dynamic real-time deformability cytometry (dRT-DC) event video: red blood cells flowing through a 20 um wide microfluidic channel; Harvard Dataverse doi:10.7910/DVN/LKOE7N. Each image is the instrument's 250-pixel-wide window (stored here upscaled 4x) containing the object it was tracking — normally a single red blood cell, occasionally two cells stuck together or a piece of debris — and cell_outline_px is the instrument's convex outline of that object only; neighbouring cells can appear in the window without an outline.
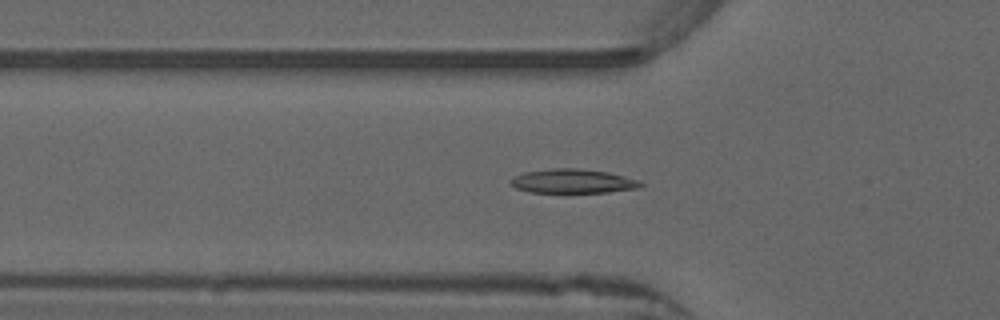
{"species": "common noctule bat (a hibernating species)", "species_latin": "Nyctalus noctula", "temperature_condition": "warm", "stored_images_in_passage": 53, "camera_frame_rate_fps": 3000, "um_per_image_px": 0.085, "animal": {"sex": "male", "forearm_length_mm": 52.5}, "frame": {"image": 1, "passage_image": 18, "time_ms": 5.667, "image_size_px": [1000, 320], "cell_outline_px": [[644, 184], [640, 188], [608, 192], [528, 192], [516, 188], [508, 180], [512, 176], [524, 172], [552, 168], [580, 168], [608, 172], [640, 180]], "centroid_in_image_um": [48.69, 15.39], "position_along_channel_um": 77.1, "area_um2": 18.44}}
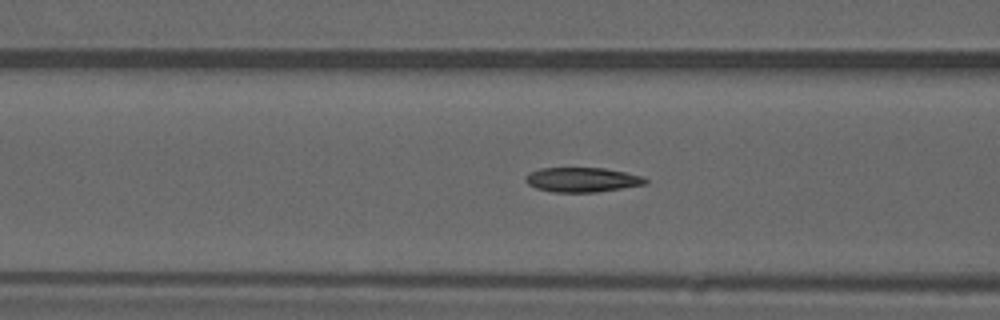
{"frame": {"image": 2, "passage_image": 21, "time_ms": 6.667, "image_size_px": [1000, 320], "cell_outline_px": [[648, 184], [596, 192], [552, 192], [536, 188], [528, 184], [524, 180], [524, 176], [528, 172], [540, 168], [604, 168], [644, 176], [648, 180]], "centroid_in_image_um": [49.47, 15.27], "position_along_channel_um": 117.1, "area_um2": 17.34}}
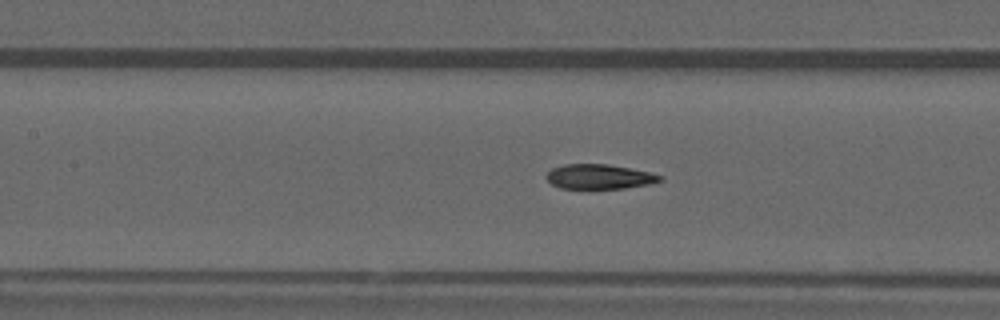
{"frame": {"image": 3, "passage_image": 24, "time_ms": 7.667, "image_size_px": [1000, 320], "cell_outline_px": [[664, 180], [652, 184], [624, 188], [592, 192], [560, 188], [552, 184], [544, 176], [552, 168], [564, 164], [608, 164], [648, 172], [664, 176]], "centroid_in_image_um": [50.92, 15.07], "position_along_channel_um": 156.5, "area_um2": 17.28}, "authors_computed_cell_mechanics": {"area_um2": 17.5134, "velocity_mm_per_s": 3.9268, "shape_relaxation_time_tau1_ms": 7.8504, "shape_relaxation_time_tau2_ms": 2.8895, "deformation_change_tau1": 0.2272, "deformation_change_tau2": 0.0725}}